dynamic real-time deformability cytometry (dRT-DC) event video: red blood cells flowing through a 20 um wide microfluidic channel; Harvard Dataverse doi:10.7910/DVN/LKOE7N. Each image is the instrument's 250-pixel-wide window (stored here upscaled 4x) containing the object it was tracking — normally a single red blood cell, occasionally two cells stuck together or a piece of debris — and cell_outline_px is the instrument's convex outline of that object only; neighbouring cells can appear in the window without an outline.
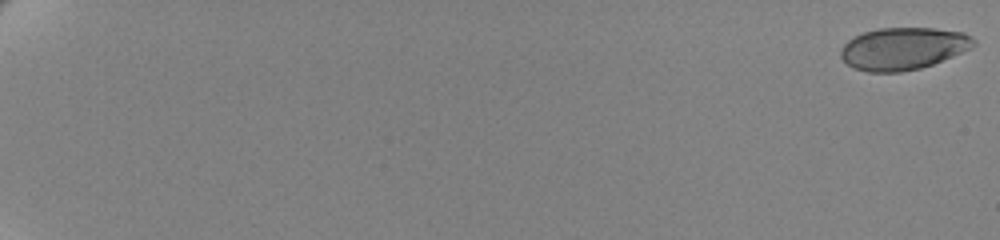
{"species": "human", "species_latin": "Homo sapiens", "temperature_condition": "cold", "stored_images_in_passage": 62, "camera_frame_rate_fps": 3000, "um_per_image_px": 0.085, "donor": {"sex": "female"}, "frame": {"image": 1, "passage_image": 1, "time_ms": 0.0, "image_size_px": [1000, 240], "cell_outline_px": [[976, 44], [972, 48], [932, 64], [920, 68], [900, 72], [868, 72], [852, 68], [840, 56], [840, 48], [852, 36], [864, 32], [880, 28], [936, 28], [964, 32], [972, 36], [976, 40]], "centroid_in_image_um": [76.77, 4.12], "position_along_channel_um": 8.2, "area_um2": 32.95}}
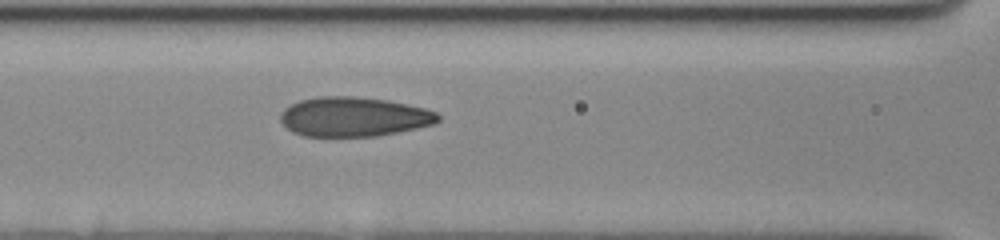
{"frame": {"image": 2, "passage_image": 32, "time_ms": 10.333, "image_size_px": [1000, 240], "cell_outline_px": [[440, 120], [436, 124], [376, 136], [304, 136], [292, 132], [280, 120], [280, 112], [284, 108], [300, 100], [316, 96], [352, 96], [388, 100], [408, 104], [424, 108], [436, 112], [440, 116]], "centroid_in_image_um": [30.07, 9.92], "position_along_channel_um": 136.5, "area_um2": 36.36}}
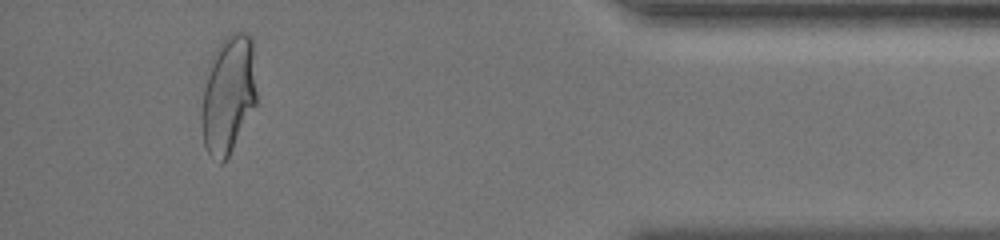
{"frame": {"image": 3, "passage_image": 59, "time_ms": 19.333, "image_size_px": [1000, 240], "cell_outline_px": [[256, 104], [228, 156], [220, 164], [208, 152], [204, 144], [200, 124], [200, 112], [208, 64], [212, 52], [224, 36], [232, 32], [244, 32], [252, 36], [256, 92]], "centroid_in_image_um": [19.38, 7.98], "position_along_channel_um": 415.8, "area_um2": 38.26}, "authors_computed_cell_mechanics": {"area_um2": 35.4892, "velocity_mm_per_s": 3.479, "shape_relaxation_time_tau1_ms": 4.9868, "shape_relaxation_time_tau2_ms": 0.7957, "deformation_change_tau1": 0.1807, "deformation_change_tau2": 0.0554}}